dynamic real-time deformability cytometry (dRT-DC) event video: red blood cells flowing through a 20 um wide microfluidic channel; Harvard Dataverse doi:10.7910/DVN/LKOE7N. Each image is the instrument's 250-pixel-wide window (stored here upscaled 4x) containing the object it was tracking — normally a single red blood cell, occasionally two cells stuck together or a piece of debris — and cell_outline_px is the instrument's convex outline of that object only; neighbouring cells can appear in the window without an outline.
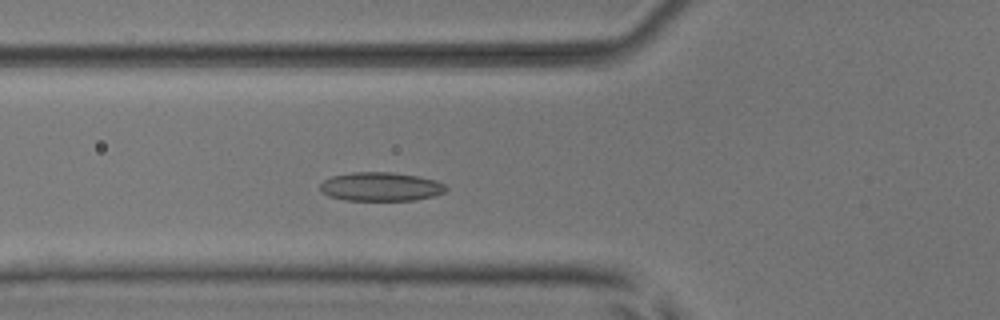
{"species": "common noctule bat (a hibernating species)", "species_latin": "Nyctalus noctula", "temperature_condition": "room temperature", "stored_images_in_passage": 4, "camera_frame_rate_fps": 3000, "um_per_image_px": 0.085, "animal": {"sex": "male", "body_mass_g": 17.9, "forearm_length_mm": 54.2}, "frame": {"image": 1, "passage_image": 4, "time_ms": 1.0, "image_size_px": [1000, 320], "cell_outline_px": [[448, 188], [444, 192], [432, 196], [412, 200], [344, 200], [328, 196], [320, 188], [320, 184], [324, 180], [332, 176], [352, 172], [392, 172], [416, 176], [436, 180], [444, 184]], "centroid_in_image_um": [32.35, 15.86], "position_along_channel_um": 93.4, "area_um2": 20.98}}